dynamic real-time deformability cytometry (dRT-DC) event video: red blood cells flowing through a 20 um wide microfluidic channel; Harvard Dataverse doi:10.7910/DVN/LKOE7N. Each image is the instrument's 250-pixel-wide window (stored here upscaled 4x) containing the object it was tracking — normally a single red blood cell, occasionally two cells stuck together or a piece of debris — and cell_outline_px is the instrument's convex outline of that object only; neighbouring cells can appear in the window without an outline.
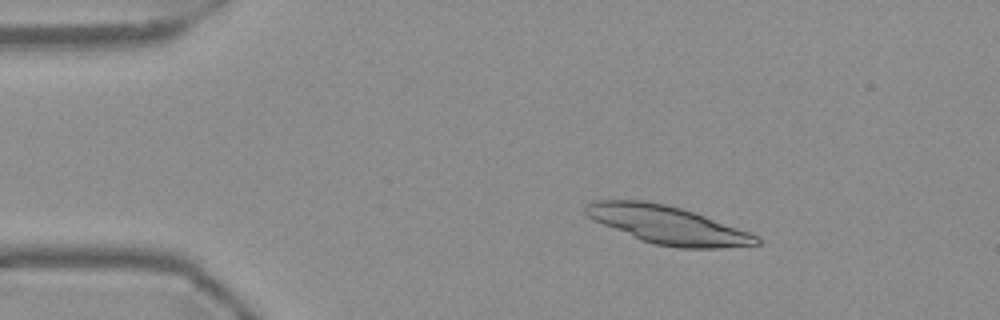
{"species": "Egyptian fruit bat (a non-hibernating species)", "species_latin": "Rousettus aegyptiacus", "temperature_condition": "warm", "stored_images_in_passage": 54, "camera_frame_rate_fps": 3000, "um_per_image_px": 0.085, "frame": {"image": 1, "passage_image": 9, "time_ms": 2.667, "image_size_px": [1000, 320], "cell_outline_px": [[764, 244], [720, 248], [680, 248], [652, 244], [640, 240], [592, 220], [584, 212], [584, 204], [592, 200], [644, 200], [664, 204], [680, 208], [704, 216], [748, 232], [764, 240]], "centroid_in_image_um": [56.7, 19.12], "position_along_channel_um": 28.3, "area_um2": 37.8}}
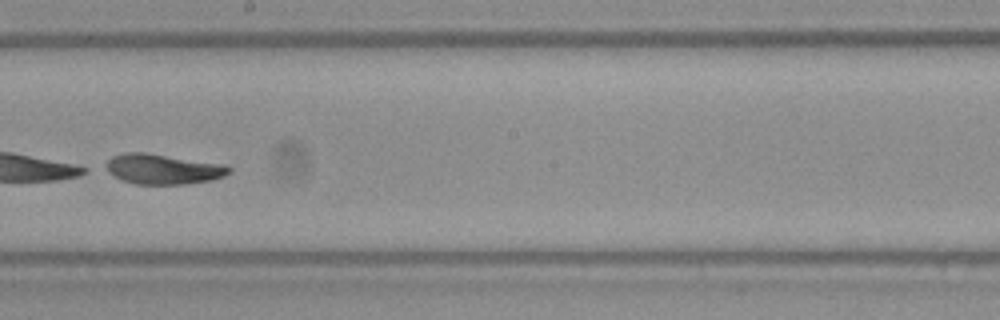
{"frame": {"image": 2, "passage_image": 31, "time_ms": 10.0, "image_size_px": [1000, 320], "cell_outline_px": [[232, 172], [224, 176], [212, 180], [184, 184], [136, 184], [124, 180], [100, 168], [112, 156], [128, 152], [144, 152], [228, 164], [232, 168]], "centroid_in_image_um": [13.88, 14.36], "position_along_channel_um": 234.3, "area_um2": 21.96}}
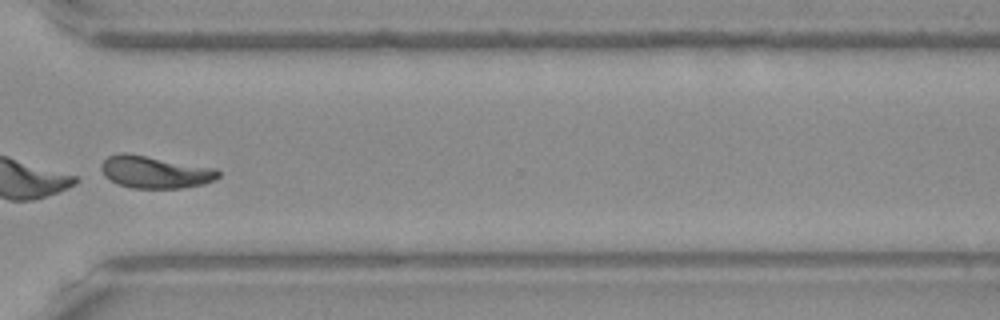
{"frame": {"image": 3, "passage_image": 41, "time_ms": 13.333, "image_size_px": [1000, 320], "cell_outline_px": [[220, 176], [204, 184], [180, 188], [132, 188], [116, 184], [104, 176], [100, 168], [100, 164], [108, 156], [120, 152], [128, 152], [216, 168], [220, 172]], "centroid_in_image_um": [13.14, 14.61], "position_along_channel_um": 357.5, "area_um2": 22.31}}